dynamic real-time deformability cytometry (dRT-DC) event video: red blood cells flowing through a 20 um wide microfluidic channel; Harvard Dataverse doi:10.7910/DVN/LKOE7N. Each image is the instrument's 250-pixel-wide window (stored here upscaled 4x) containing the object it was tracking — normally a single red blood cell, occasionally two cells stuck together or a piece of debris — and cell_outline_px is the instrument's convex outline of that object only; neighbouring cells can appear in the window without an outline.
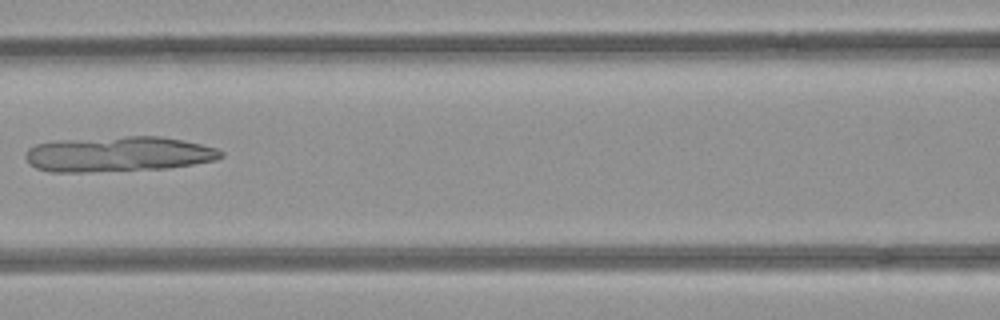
{"species": "common noctule bat (a hibernating species)", "species_latin": "Nyctalus noctula", "temperature_condition": "room temperature", "stored_images_in_passage": 7, "camera_frame_rate_fps": 3000, "um_per_image_px": 0.085, "animal": {"sex": "female", "body_mass_g": 21.9}, "frame": {"image": 1, "passage_image": 6, "time_ms": 1.667, "image_size_px": [1000, 320], "cell_outline_px": [[224, 156], [216, 160], [168, 168], [88, 172], [52, 172], [36, 168], [28, 164], [24, 156], [28, 148], [36, 144], [52, 140], [124, 136], [160, 136], [184, 140], [216, 148], [224, 152]], "centroid_in_image_um": [10.02, 13.09], "position_along_channel_um": 156.6, "area_um2": 40.58}}
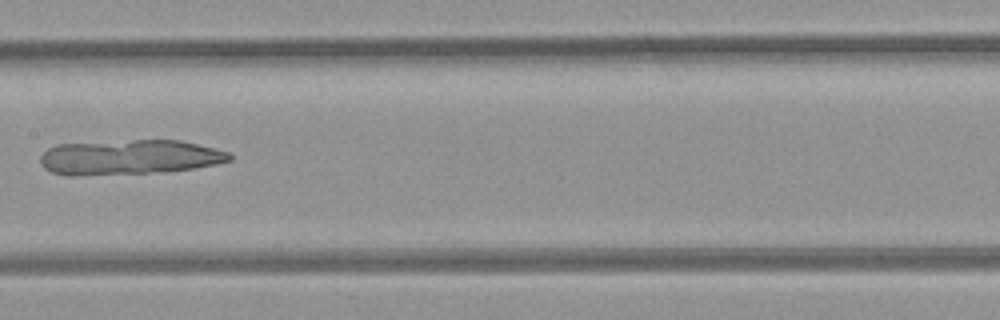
{"frame": {"image": 2, "passage_image": 7, "time_ms": 2.0, "image_size_px": [1000, 320], "cell_outline_px": [[232, 160], [216, 164], [192, 168], [148, 172], [72, 176], [64, 176], [52, 172], [44, 168], [40, 164], [40, 156], [48, 148], [56, 144], [132, 140], [180, 140], [228, 152], [232, 156]], "centroid_in_image_um": [10.92, 13.36], "position_along_channel_um": 196.5, "area_um2": 38.15}}